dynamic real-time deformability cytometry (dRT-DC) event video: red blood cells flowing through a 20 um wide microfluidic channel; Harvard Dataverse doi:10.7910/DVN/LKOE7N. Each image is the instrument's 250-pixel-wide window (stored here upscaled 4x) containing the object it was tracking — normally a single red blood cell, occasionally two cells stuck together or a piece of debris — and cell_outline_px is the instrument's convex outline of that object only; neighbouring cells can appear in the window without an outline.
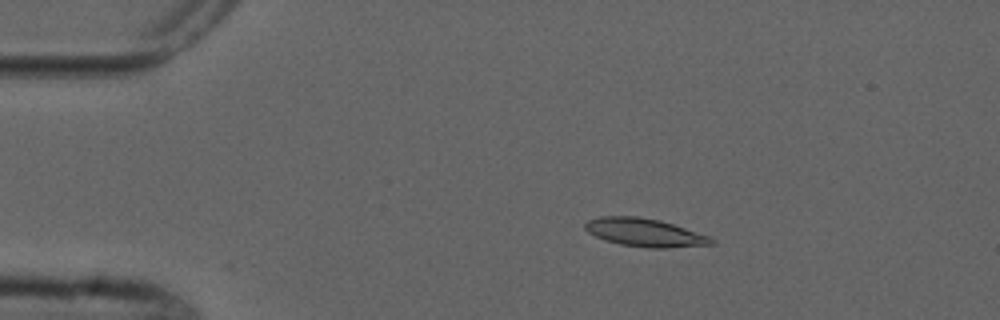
{"species": "common noctule bat (a hibernating species)", "species_latin": "Nyctalus noctula", "temperature_condition": "cold", "stored_images_in_passage": 6, "camera_frame_rate_fps": 3000, "um_per_image_px": 0.085, "animal": {"sex": "male", "forearm_length_mm": 52.5}, "frame": {"image": 1, "passage_image": 3, "time_ms": 2.333, "image_size_px": [1000, 320], "cell_outline_px": [[716, 244], [668, 248], [648, 248], [620, 244], [604, 240], [588, 232], [584, 228], [584, 224], [588, 220], [600, 216], [636, 216], [660, 220], [712, 236], [716, 240]], "centroid_in_image_um": [54.85, 19.77], "position_along_channel_um": 30.1, "area_um2": 20.98}}
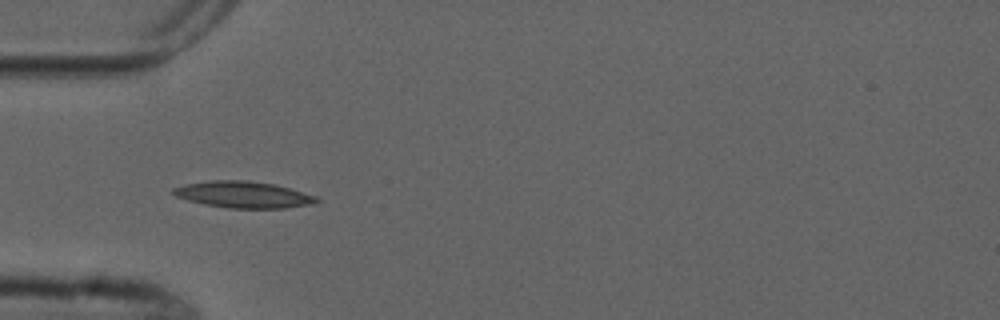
{"frame": {"image": 2, "passage_image": 5, "time_ms": 4.667, "image_size_px": [1000, 320], "cell_outline_px": [[324, 200], [316, 204], [284, 208], [228, 208], [204, 204], [188, 200], [176, 196], [172, 192], [172, 188], [184, 184], [212, 180], [248, 180], [276, 184], [316, 196]], "centroid_in_image_um": [20.74, 16.54], "position_along_channel_um": 64.3, "area_um2": 22.37}}
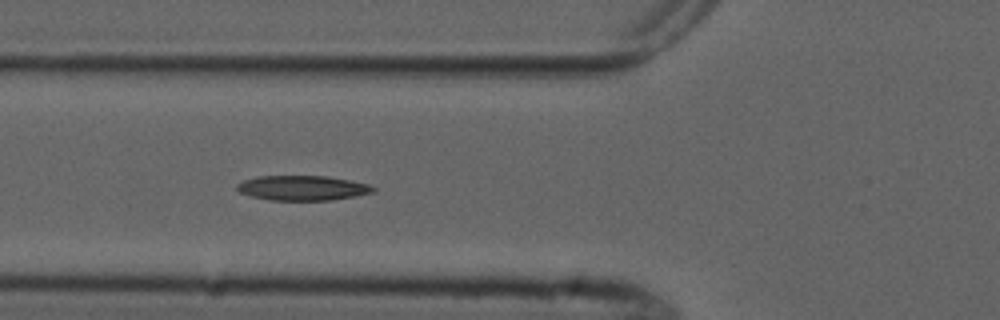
{"frame": {"image": 3, "passage_image": 6, "time_ms": 5.667, "image_size_px": [1000, 320], "cell_outline_px": [[376, 192], [356, 196], [332, 200], [272, 200], [252, 196], [240, 192], [236, 188], [236, 184], [244, 180], [256, 176], [328, 176], [368, 184], [376, 188]], "centroid_in_image_um": [25.73, 15.97], "position_along_channel_um": 100.1, "area_um2": 19.71}}